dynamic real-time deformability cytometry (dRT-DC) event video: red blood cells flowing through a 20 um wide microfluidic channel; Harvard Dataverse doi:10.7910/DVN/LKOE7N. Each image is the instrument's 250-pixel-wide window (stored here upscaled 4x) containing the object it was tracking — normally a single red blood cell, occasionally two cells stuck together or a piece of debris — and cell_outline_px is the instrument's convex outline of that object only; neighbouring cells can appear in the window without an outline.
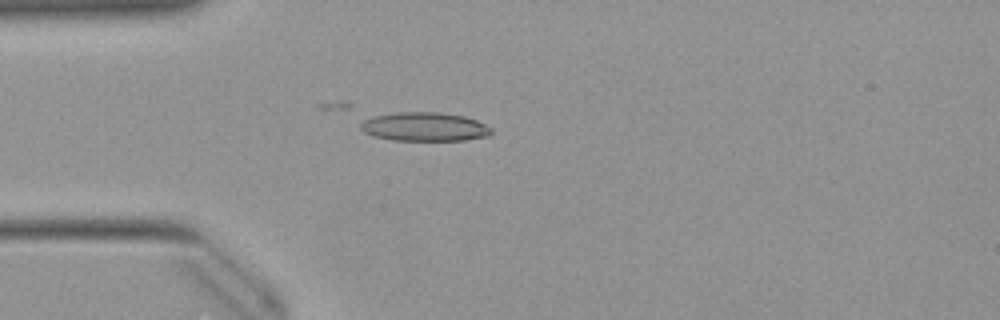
{"species": "Egyptian fruit bat (a non-hibernating species)", "species_latin": "Rousettus aegyptiacus", "temperature_condition": "warm", "stored_images_in_passage": 51, "camera_frame_rate_fps": 3000, "um_per_image_px": 0.085, "animal": {"sex": "female"}, "frame": {"image": 1, "passage_image": 13, "time_ms": 4.0, "image_size_px": [1000, 320], "cell_outline_px": [[492, 132], [488, 136], [464, 140], [392, 140], [376, 136], [364, 132], [360, 128], [360, 124], [364, 120], [372, 116], [396, 112], [440, 112], [464, 116], [476, 120], [492, 128]], "centroid_in_image_um": [36.09, 10.76], "position_along_channel_um": 48.9, "area_um2": 21.91}}
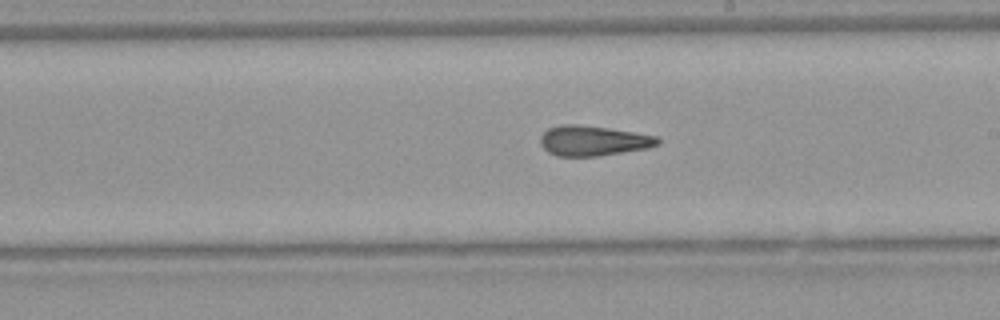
{"frame": {"image": 2, "passage_image": 28, "time_ms": 9.0, "image_size_px": [1000, 320], "cell_outline_px": [[660, 144], [648, 148], [600, 156], [556, 156], [548, 152], [540, 144], [540, 136], [548, 128], [564, 124], [576, 124], [608, 128], [660, 136]], "centroid_in_image_um": [50.44, 11.96], "position_along_channel_um": 238.6, "area_um2": 20.75}}
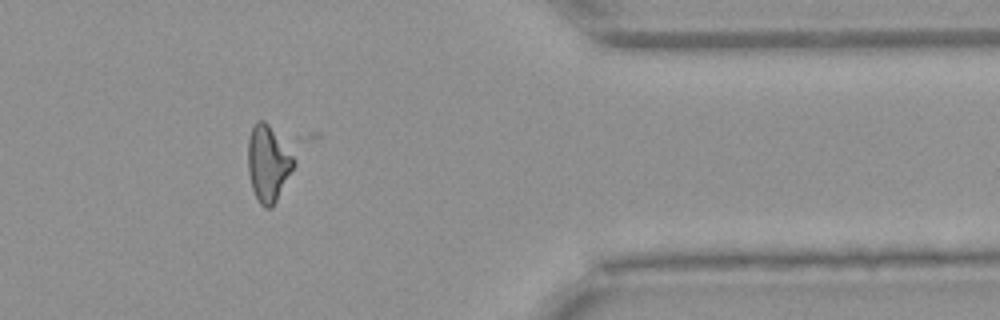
{"frame": {"image": 3, "passage_image": 41, "time_ms": 13.333, "image_size_px": [1000, 320], "cell_outline_px": [[296, 164], [272, 208], [264, 208], [260, 204], [252, 188], [248, 172], [248, 140], [252, 128], [256, 120], [264, 120], [268, 124], [296, 160]], "centroid_in_image_um": [22.78, 13.91], "position_along_channel_um": 388.6, "area_um2": 20.11}, "authors_computed_cell_mechanics": {"area_um2": 20.519, "velocity_mm_per_s": 4.0059, "shape_relaxation_time_tau1_ms": null, "shape_relaxation_time_tau2_ms": 3.1972, "deformation_change_tau1": null, "deformation_change_tau2": 0.1348}}